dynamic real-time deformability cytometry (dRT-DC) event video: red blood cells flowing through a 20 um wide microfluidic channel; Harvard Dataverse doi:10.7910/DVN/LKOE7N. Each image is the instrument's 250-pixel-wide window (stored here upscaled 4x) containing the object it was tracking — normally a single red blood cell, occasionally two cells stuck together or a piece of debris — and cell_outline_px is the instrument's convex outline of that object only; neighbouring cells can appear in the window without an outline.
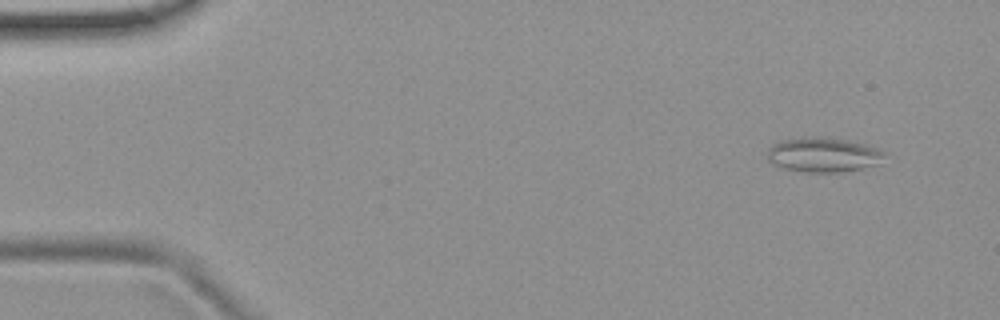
{"species": "common noctule bat (a hibernating species)", "species_latin": "Nyctalus noctula", "temperature_condition": "room temperature", "stored_images_in_passage": 52, "camera_frame_rate_fps": 3000, "um_per_image_px": 0.085, "animal": {"sex": "female", "body_mass_g": 19.9}, "frame": {"image": 1, "passage_image": 4, "time_ms": 1.0, "image_size_px": [1000, 320], "cell_outline_px": [[876, 152], [856, 168], [788, 168], [780, 164], [772, 148], [780, 144], [796, 140], [828, 140], [852, 144], [868, 148]], "centroid_in_image_um": [69.8, 13.13], "position_along_channel_um": 15.2, "area_um2": 16.88}}
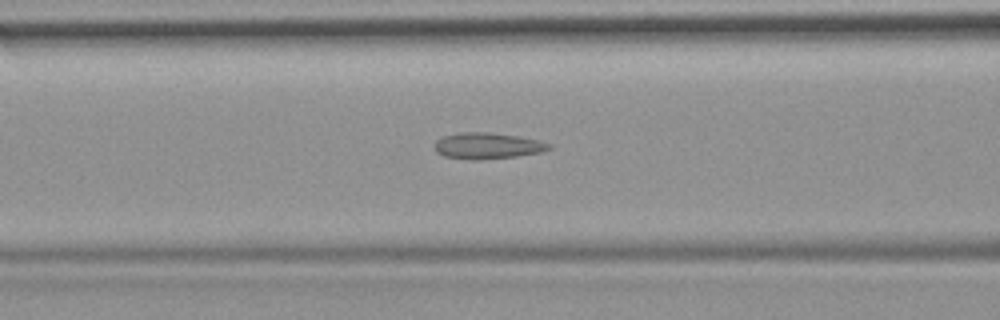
{"frame": {"image": 2, "passage_image": 21, "time_ms": 6.667, "image_size_px": [1000, 320], "cell_outline_px": [[548, 148], [536, 152], [512, 156], [444, 156], [436, 152], [436, 140], [444, 136], [472, 132], [480, 132], [516, 136], [548, 144]], "centroid_in_image_um": [41.35, 12.34], "position_along_channel_um": 125.2, "area_um2": 15.32}}
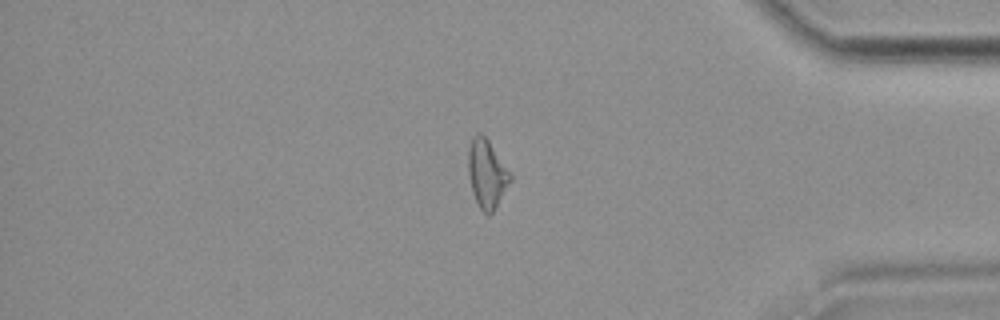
{"frame": {"image": 3, "passage_image": 44, "time_ms": 14.333, "image_size_px": [1000, 320], "cell_outline_px": [[512, 180], [492, 212], [484, 212], [480, 208], [476, 200], [472, 188], [468, 172], [468, 152], [472, 140], [476, 136], [484, 136], [488, 140], [512, 176]], "centroid_in_image_um": [41.39, 14.79], "position_along_channel_um": 393.8, "area_um2": 15.9}, "authors_computed_cell_mechanics": {"area_um2": 15.9528, "velocity_mm_per_s": 3.8449, "shape_relaxation_time_tau1_ms": null, "shape_relaxation_time_tau2_ms": 2.8316, "deformation_change_tau1": null, "deformation_change_tau2": 0.1351}}